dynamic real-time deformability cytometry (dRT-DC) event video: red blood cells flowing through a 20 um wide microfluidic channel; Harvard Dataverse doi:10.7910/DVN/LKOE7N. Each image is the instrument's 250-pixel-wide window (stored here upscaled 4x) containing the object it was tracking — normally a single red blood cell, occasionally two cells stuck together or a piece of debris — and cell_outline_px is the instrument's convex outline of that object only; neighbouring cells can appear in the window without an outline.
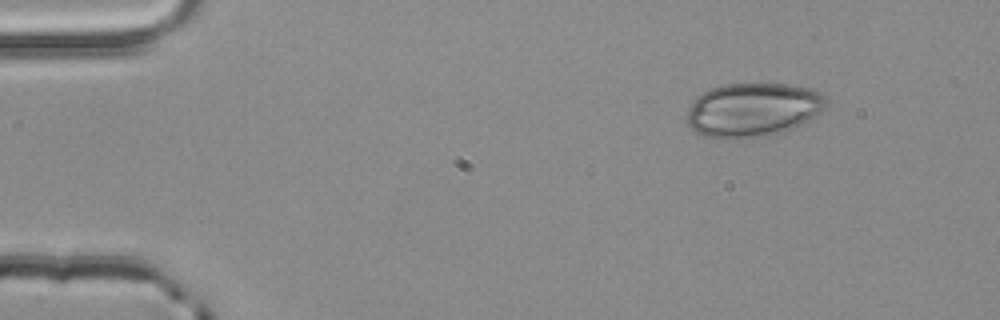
{"species": "common noctule bat (a hibernating species)", "species_latin": "Nyctalus noctula", "temperature_condition": "room temperature", "stored_images_in_passage": 3, "camera_frame_rate_fps": 3000, "um_per_image_px": 0.085, "animal": {"sex": "male", "body_mass_g": 20.4}, "frame": {"image": 1, "passage_image": 1, "time_ms": 0.0, "image_size_px": [1000, 320], "cell_outline_px": [[828, 104], [820, 112], [808, 120], [784, 132], [744, 140], [720, 140], [704, 136], [696, 132], [684, 120], [688, 108], [696, 96], [708, 88], [724, 84], [788, 84], [812, 88], [824, 92], [828, 100]], "centroid_in_image_um": [63.97, 9.35], "position_along_channel_um": 21.0, "area_um2": 44.91}}